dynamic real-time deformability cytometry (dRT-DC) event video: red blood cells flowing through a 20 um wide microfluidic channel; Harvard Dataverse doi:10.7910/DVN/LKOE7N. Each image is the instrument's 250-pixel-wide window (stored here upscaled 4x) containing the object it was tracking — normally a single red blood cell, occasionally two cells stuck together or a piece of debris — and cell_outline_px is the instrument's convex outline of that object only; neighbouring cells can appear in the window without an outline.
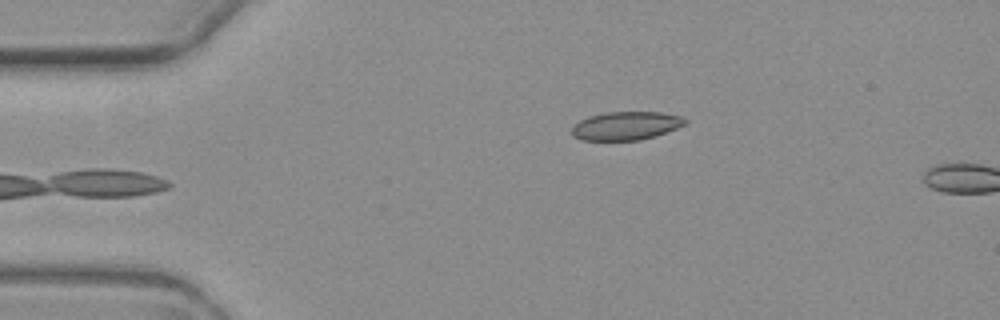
{"species": "common noctule bat (a hibernating species)", "species_latin": "Nyctalus noctula", "temperature_condition": "warm", "stored_images_in_passage": 4, "camera_frame_rate_fps": 3000, "um_per_image_px": 0.085, "animal": {"sex": "female", "body_mass_g": 19.3, "forearm_length_mm": 54.1}, "frame": {"image": 1, "passage_image": 4, "time_ms": 3.667, "image_size_px": [1000, 320], "cell_outline_px": [[688, 120], [684, 124], [676, 128], [640, 140], [580, 140], [572, 136], [572, 128], [580, 120], [588, 116], [604, 112], [660, 112], [680, 116]], "centroid_in_image_um": [53.16, 10.68], "position_along_channel_um": 31.8, "area_um2": 18.55}}